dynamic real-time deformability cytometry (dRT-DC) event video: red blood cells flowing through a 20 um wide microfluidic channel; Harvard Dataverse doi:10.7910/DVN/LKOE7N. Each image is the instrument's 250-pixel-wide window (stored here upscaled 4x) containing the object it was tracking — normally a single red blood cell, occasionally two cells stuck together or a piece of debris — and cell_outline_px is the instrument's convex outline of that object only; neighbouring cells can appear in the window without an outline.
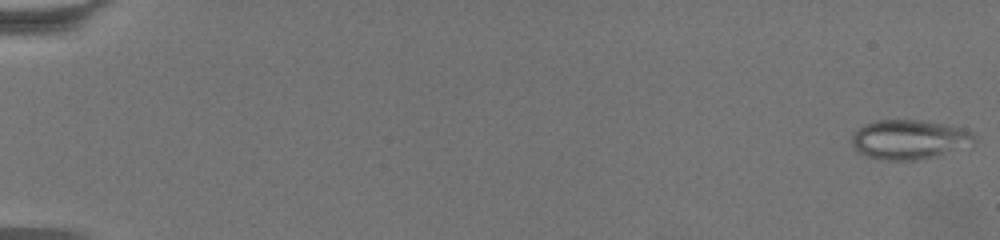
{"species": "common noctule bat (a hibernating species)", "species_latin": "Nyctalus noctula", "temperature_condition": "warm", "stored_images_in_passage": 63, "camera_frame_rate_fps": 3000, "um_per_image_px": 0.085, "animal": {"sex": "female", "body_mass_g": 19.5, "forearm_length_mm": 54.1}, "frame": {"image": 1, "passage_image": 1, "time_ms": 0.0, "image_size_px": [1000, 240], "cell_outline_px": [[976, 144], [972, 148], [936, 156], [916, 160], [884, 160], [868, 156], [856, 152], [852, 144], [852, 136], [864, 124], [876, 120], [928, 120], [964, 128], [972, 132], [976, 136]], "centroid_in_image_um": [77.4, 11.86], "position_along_channel_um": 7.6, "area_um2": 28.9}}
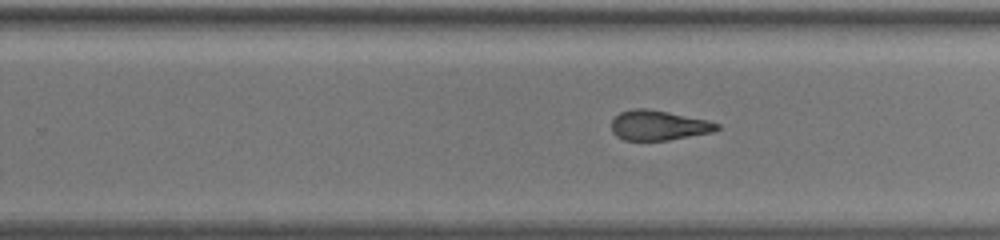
{"frame": {"image": 2, "passage_image": 42, "time_ms": 13.667, "image_size_px": [1000, 240], "cell_outline_px": [[720, 128], [712, 132], [668, 140], [624, 140], [616, 136], [612, 132], [612, 120], [620, 112], [632, 108], [648, 108], [708, 120], [720, 124]], "centroid_in_image_um": [55.96, 10.65], "position_along_channel_um": 273.8, "area_um2": 18.38}}
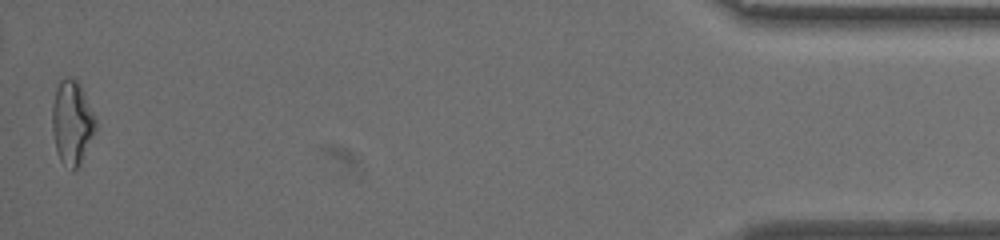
{"frame": {"image": 3, "passage_image": 63, "time_ms": 20.667, "image_size_px": [1000, 240], "cell_outline_px": [[96, 132], [80, 164], [72, 172], [60, 160], [56, 152], [52, 132], [52, 104], [56, 88], [60, 80], [68, 76], [76, 76], [80, 84], [96, 120]], "centroid_in_image_um": [6.11, 10.41], "position_along_channel_um": 429.1, "area_um2": 21.62}, "authors_computed_cell_mechanics": {"area_um2": 20.1144, "velocity_mm_per_s": 3.3955, "shape_relaxation_time_tau1_ms": null, "shape_relaxation_time_tau2_ms": 2.6038, "deformation_change_tau1": null, "deformation_change_tau2": 0.1156}}